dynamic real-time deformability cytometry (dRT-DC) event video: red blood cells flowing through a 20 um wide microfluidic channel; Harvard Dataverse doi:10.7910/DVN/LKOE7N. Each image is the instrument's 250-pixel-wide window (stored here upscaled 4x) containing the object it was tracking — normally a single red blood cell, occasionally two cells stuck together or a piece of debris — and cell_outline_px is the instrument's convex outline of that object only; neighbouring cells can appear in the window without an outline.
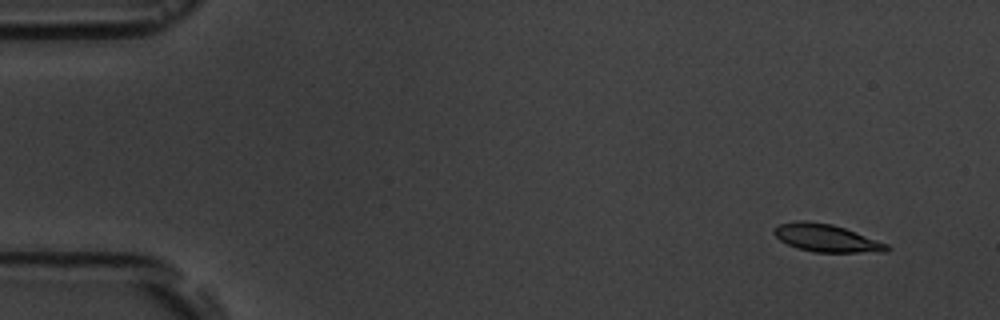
{"species": "common noctule bat (a hibernating species)", "species_latin": "Nyctalus noctula", "temperature_condition": "room temperature", "stored_images_in_passage": 4, "camera_frame_rate_fps": 3000, "um_per_image_px": 0.085, "animal": {"sex": "male", "body_mass_g": 19.5, "forearm_length_mm": 54.6}, "frame": {"image": 1, "passage_image": 1, "time_ms": 0.0, "image_size_px": [1000, 320], "cell_outline_px": [[892, 248], [888, 252], [816, 252], [796, 248], [780, 240], [772, 232], [772, 228], [780, 224], [796, 220], [804, 220], [832, 224], [844, 228], [888, 244]], "centroid_in_image_um": [70.23, 20.23], "position_along_channel_um": 14.8, "area_um2": 18.21}}
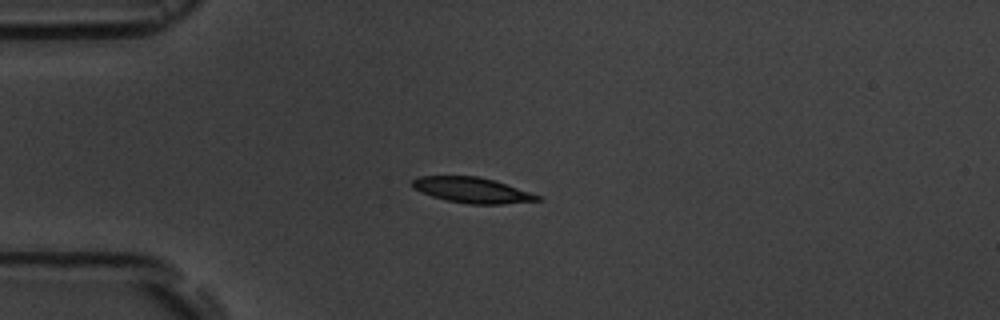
{"frame": {"image": 2, "passage_image": 4, "time_ms": 3.333, "image_size_px": [1000, 320], "cell_outline_px": [[544, 200], [504, 204], [468, 204], [444, 200], [420, 192], [412, 188], [412, 180], [420, 176], [476, 176], [496, 180], [540, 196]], "centroid_in_image_um": [40.12, 16.17], "position_along_channel_um": 44.9, "area_um2": 18.73}}